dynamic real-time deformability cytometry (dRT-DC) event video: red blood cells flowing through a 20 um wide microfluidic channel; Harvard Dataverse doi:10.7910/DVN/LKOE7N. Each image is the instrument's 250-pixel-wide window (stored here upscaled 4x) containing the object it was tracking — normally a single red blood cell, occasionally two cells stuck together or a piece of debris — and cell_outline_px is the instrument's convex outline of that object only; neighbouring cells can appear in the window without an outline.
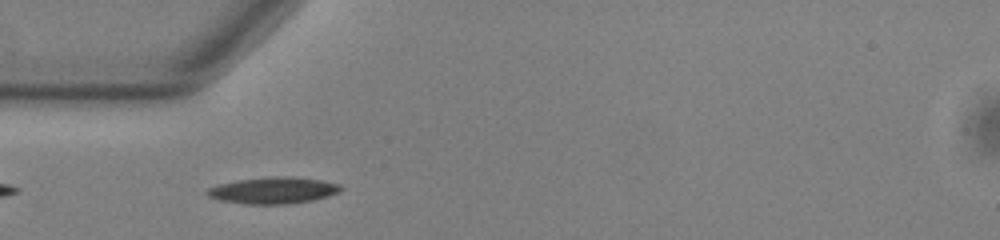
{"species": "common noctule bat (a hibernating species)", "species_latin": "Nyctalus noctula", "temperature_condition": "warm", "stored_images_in_passage": 33, "camera_frame_rate_fps": 3000, "um_per_image_px": 0.085, "animal": {"sex": "male", "body_mass_g": 13.0, "forearm_length_mm": 53.1}, "frame": {"image": 1, "passage_image": 1, "time_ms": 0.0, "image_size_px": [1000, 240], "cell_outline_px": [[344, 188], [340, 192], [328, 196], [312, 200], [288, 204], [248, 204], [220, 200], [208, 196], [204, 192], [208, 188], [220, 184], [236, 180], [272, 176], [292, 176], [324, 180], [340, 184]], "centroid_in_image_um": [23.26, 16.17], "position_along_channel_um": 61.7, "area_um2": 20.87}}
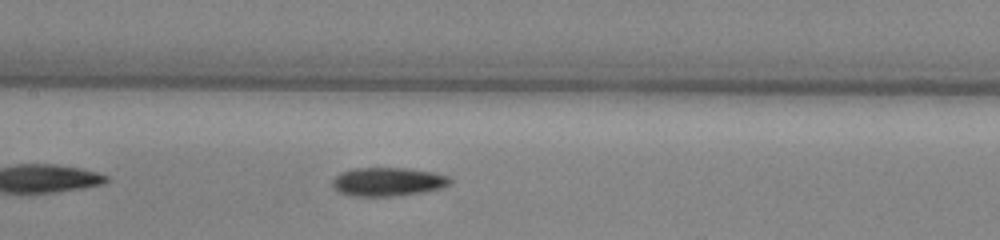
{"frame": {"image": 2, "passage_image": 10, "time_ms": 3.0, "image_size_px": [1000, 240], "cell_outline_px": [[452, 184], [440, 188], [420, 192], [388, 196], [352, 196], [336, 192], [332, 188], [332, 180], [340, 172], [356, 168], [408, 168], [432, 172], [448, 176], [452, 180]], "centroid_in_image_um": [32.92, 15.44], "position_along_channel_um": 174.5, "area_um2": 19.65}}
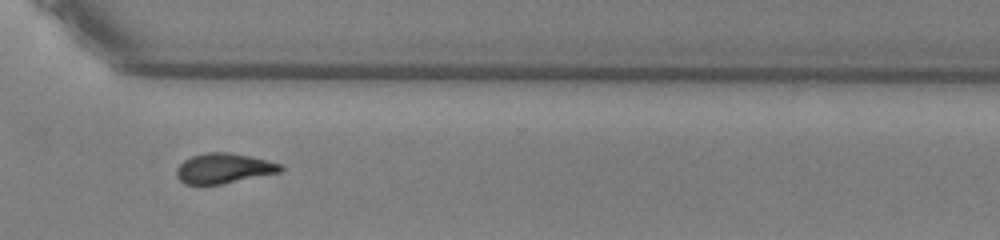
{"frame": {"image": 3, "passage_image": 24, "time_ms": 7.667, "image_size_px": [1000, 240], "cell_outline_px": [[284, 168], [280, 172], [220, 184], [184, 184], [176, 176], [176, 168], [184, 160], [192, 156], [204, 152], [228, 152], [268, 160], [280, 164]], "centroid_in_image_um": [18.99, 14.3], "position_along_channel_um": 351.6, "area_um2": 18.09}, "authors_computed_cell_mechanics": {"area_um2": 18.7272, "velocity_mm_per_s": 3.7985, "shape_relaxation_time_tau1_ms": 4.8378, "shape_relaxation_time_tau2_ms": 7.2108, "deformation_change_tau1": 0.1573, "deformation_change_tau2": 0.1604}}